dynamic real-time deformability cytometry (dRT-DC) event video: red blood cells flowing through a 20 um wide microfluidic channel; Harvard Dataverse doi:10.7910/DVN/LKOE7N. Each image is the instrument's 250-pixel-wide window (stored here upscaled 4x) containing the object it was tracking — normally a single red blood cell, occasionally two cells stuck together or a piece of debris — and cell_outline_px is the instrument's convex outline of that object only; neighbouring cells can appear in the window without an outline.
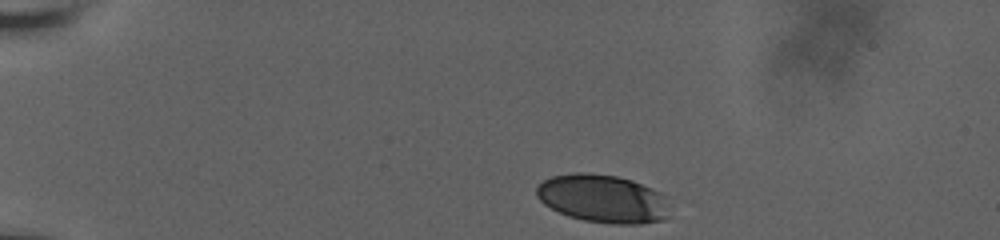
{"species": "human", "species_latin": "Homo sapiens", "temperature_condition": "room temperature", "stored_images_in_passage": 8, "camera_frame_rate_fps": 3000, "um_per_image_px": 0.085, "donor": {"sex": "male"}, "frame": {"image": 1, "passage_image": 1, "time_ms": 0.0, "image_size_px": [1000, 240], "cell_outline_px": [[668, 216], [664, 220], [640, 224], [612, 224], [584, 220], [568, 216], [544, 204], [536, 196], [536, 188], [544, 180], [552, 176], [572, 172], [588, 172], [616, 176], [632, 180], [652, 188], [660, 192], [664, 196]], "centroid_in_image_um": [51.22, 16.88], "position_along_channel_um": 33.8, "area_um2": 37.34}}
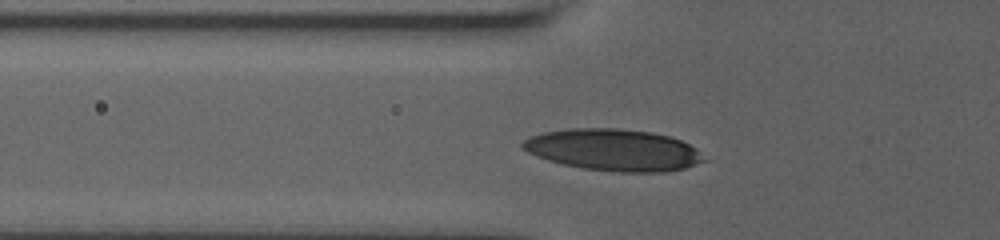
{"frame": {"image": 2, "passage_image": 7, "time_ms": 3.333, "image_size_px": [1000, 240], "cell_outline_px": [[712, 160], [684, 168], [664, 172], [616, 172], [584, 168], [564, 164], [548, 160], [536, 156], [520, 148], [520, 144], [528, 136], [544, 132], [568, 128], [620, 128], [652, 132], [668, 136], [680, 140], [696, 148]], "centroid_in_image_um": [52.18, 12.74], "position_along_channel_um": 73.6, "area_um2": 44.51}}